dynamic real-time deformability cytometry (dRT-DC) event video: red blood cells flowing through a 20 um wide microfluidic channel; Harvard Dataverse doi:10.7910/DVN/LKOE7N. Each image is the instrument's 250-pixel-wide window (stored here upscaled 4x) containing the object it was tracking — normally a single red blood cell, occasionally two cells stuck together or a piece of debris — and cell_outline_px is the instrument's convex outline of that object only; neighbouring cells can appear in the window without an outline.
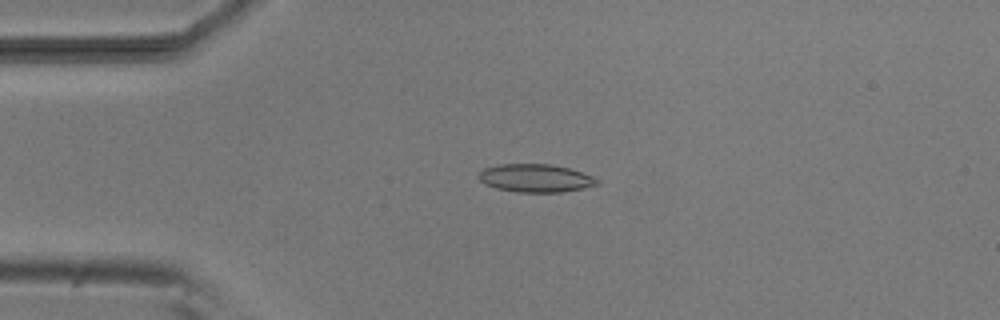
{"species": "common noctule bat (a hibernating species)", "species_latin": "Nyctalus noctula", "temperature_condition": "room temperature", "stored_images_in_passage": 45, "camera_frame_rate_fps": 3000, "um_per_image_px": 0.085, "animal": {"sex": "male", "body_mass_g": 20.5, "forearm_length_mm": 52.5}, "frame": {"image": 1, "passage_image": 4, "time_ms": 1.0, "image_size_px": [1000, 320], "cell_outline_px": [[600, 184], [560, 192], [516, 192], [496, 188], [484, 184], [476, 176], [484, 168], [500, 164], [552, 164], [568, 168], [592, 176], [600, 180]], "centroid_in_image_um": [45.49, 15.14], "position_along_channel_um": 39.5, "area_um2": 19.31}}
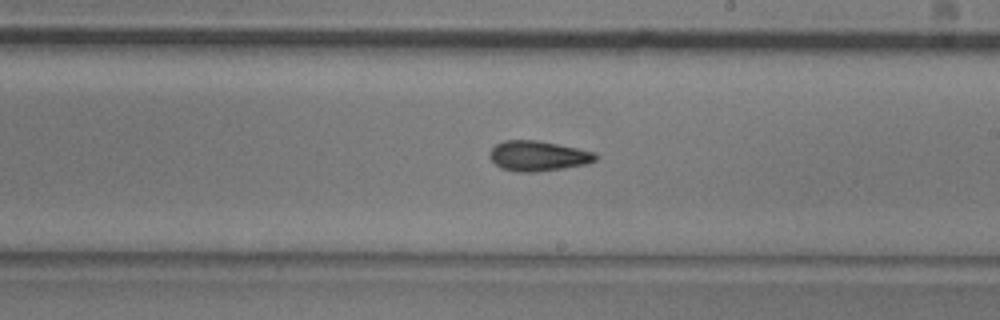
{"frame": {"image": 2, "passage_image": 22, "time_ms": 7.0, "image_size_px": [1000, 320], "cell_outline_px": [[600, 156], [596, 160], [588, 164], [564, 168], [536, 172], [520, 172], [500, 168], [488, 156], [488, 152], [496, 144], [504, 140], [536, 140], [596, 152]], "centroid_in_image_um": [45.74, 13.26], "position_along_channel_um": 243.3, "area_um2": 18.73}}
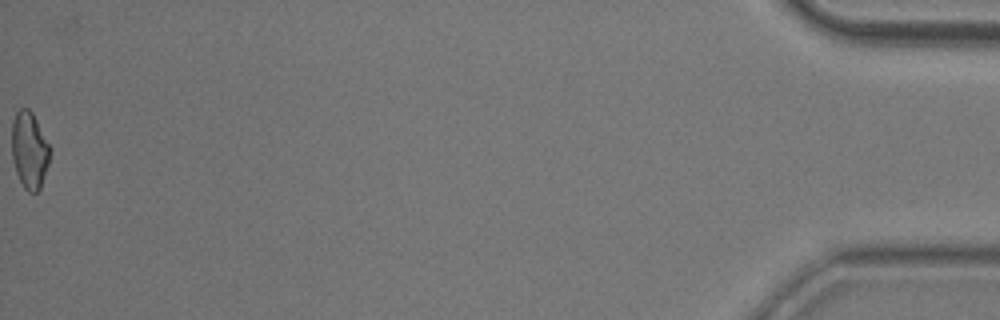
{"frame": {"image": 3, "passage_image": 45, "time_ms": 14.667, "image_size_px": [1000, 320], "cell_outline_px": [[48, 164], [40, 188], [36, 192], [28, 192], [24, 188], [16, 172], [12, 160], [12, 120], [16, 112], [20, 108], [28, 108], [32, 112], [48, 144]], "centroid_in_image_um": [2.46, 12.76], "position_along_channel_um": 432.7, "area_um2": 16.7}, "authors_computed_cell_mechanics": {"area_um2": 17.629, "velocity_mm_per_s": 3.8154, "shape_relaxation_time_tau1_ms": 5.5792, "shape_relaxation_time_tau2_ms": 3.6026, "deformation_change_tau1": 0.1616, "deformation_change_tau2": 0.1128}}